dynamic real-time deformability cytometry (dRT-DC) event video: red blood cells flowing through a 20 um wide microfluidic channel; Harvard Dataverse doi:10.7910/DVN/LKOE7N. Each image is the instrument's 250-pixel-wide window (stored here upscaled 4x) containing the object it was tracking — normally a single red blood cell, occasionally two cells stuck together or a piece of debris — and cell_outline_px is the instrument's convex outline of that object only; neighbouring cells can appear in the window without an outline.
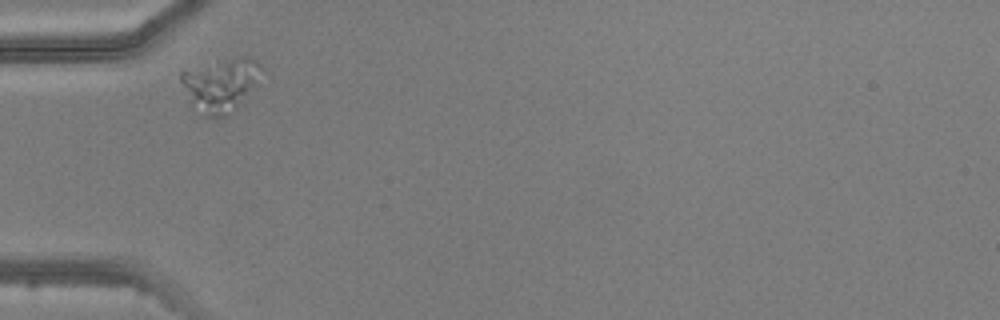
{"species": "common noctule bat (a hibernating species)", "species_latin": "Nyctalus noctula", "temperature_condition": "warm", "stored_images_in_passage": 2, "camera_frame_rate_fps": 3000, "um_per_image_px": 0.085, "animal": {"sex": "male", "body_mass_g": 20.5, "forearm_length_mm": 52.5}, "frame": {"image": 1, "passage_image": 1, "time_ms": 0.0, "image_size_px": [1000, 320], "cell_outline_px": [[260, 68], [236, 108], [228, 116], [212, 120], [192, 100], [180, 80], [180, 72], [240, 56], [244, 56], [256, 60], [260, 64]], "centroid_in_image_um": [18.71, 7.21], "position_along_channel_um": 66.3, "area_um2": 22.89}}
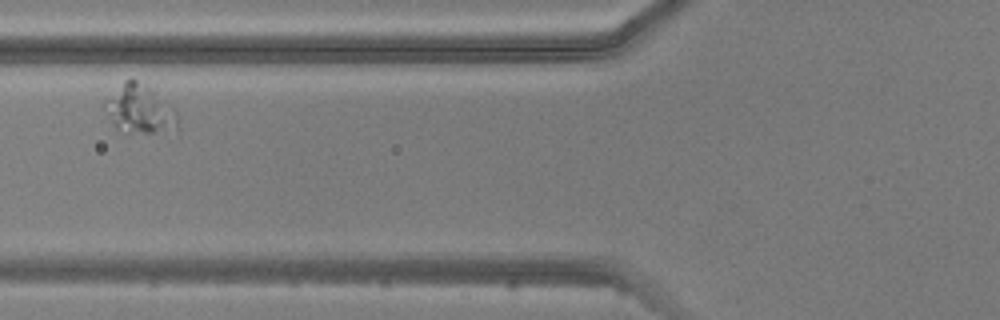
{"frame": {"image": 2, "passage_image": 2, "time_ms": 1.333, "image_size_px": [1000, 320], "cell_outline_px": [[180, 128], [152, 132], [128, 132], [116, 128], [112, 124], [104, 104], [104, 100], [128, 76], [132, 76], [156, 92], [176, 112]], "centroid_in_image_um": [11.85, 9.24], "position_along_channel_um": 114.0, "area_um2": 20.46}}